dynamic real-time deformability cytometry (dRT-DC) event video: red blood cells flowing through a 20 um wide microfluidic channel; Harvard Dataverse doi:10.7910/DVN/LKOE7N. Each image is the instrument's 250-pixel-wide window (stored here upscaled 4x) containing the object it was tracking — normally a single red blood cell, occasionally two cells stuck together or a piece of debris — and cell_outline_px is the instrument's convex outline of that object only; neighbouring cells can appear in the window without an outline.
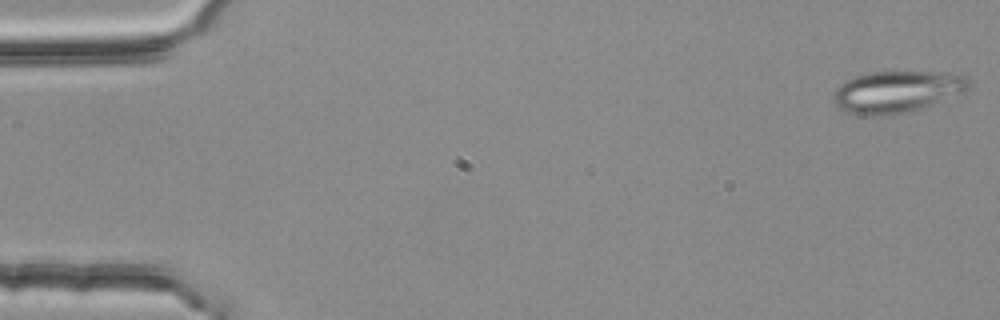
{"species": "common noctule bat (a hibernating species)", "species_latin": "Nyctalus noctula", "temperature_condition": "room temperature", "stored_images_in_passage": 4, "camera_frame_rate_fps": 3000, "um_per_image_px": 0.085, "animal": {"sex": "female", "body_mass_g": 25.1}, "frame": {"image": 1, "passage_image": 1, "time_ms": 0.0, "image_size_px": [1000, 320], "cell_outline_px": [[972, 84], [968, 88], [960, 92], [912, 112], [880, 116], [860, 116], [848, 112], [840, 108], [832, 100], [832, 96], [836, 88], [844, 80], [868, 72], [960, 72], [968, 76]], "centroid_in_image_um": [76.22, 7.79], "position_along_channel_um": 8.8, "area_um2": 33.29}}